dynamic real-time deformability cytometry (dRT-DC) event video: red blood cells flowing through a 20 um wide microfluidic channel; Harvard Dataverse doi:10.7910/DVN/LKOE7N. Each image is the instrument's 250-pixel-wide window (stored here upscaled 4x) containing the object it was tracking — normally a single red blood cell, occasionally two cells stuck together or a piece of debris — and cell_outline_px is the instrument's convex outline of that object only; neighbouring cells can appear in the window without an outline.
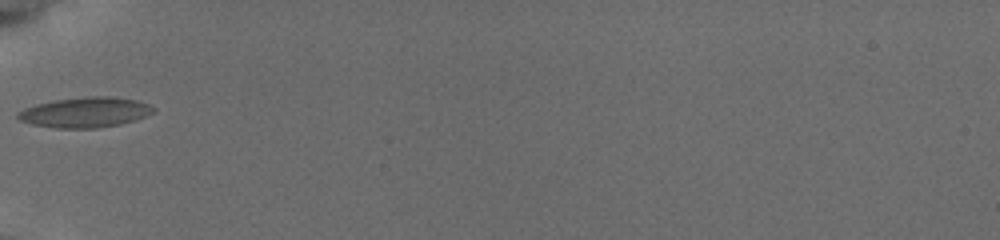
{"species": "common noctule bat (a hibernating species)", "species_latin": "Nyctalus noctula", "temperature_condition": "cold", "stored_images_in_passage": 2, "camera_frame_rate_fps": 3000, "um_per_image_px": 0.085, "animal": {"sex": "female", "body_mass_g": 19.5, "forearm_length_mm": 54.1}, "frame": {"image": 1, "passage_image": 1, "time_ms": 0.0, "image_size_px": [1000, 240], "cell_outline_px": [[156, 108], [152, 112], [136, 120], [120, 124], [96, 128], [56, 128], [32, 124], [20, 120], [16, 116], [16, 112], [24, 108], [36, 104], [56, 100], [88, 96], [108, 96], [136, 100], [148, 104]], "centroid_in_image_um": [7.22, 9.55], "position_along_channel_um": 77.8, "area_um2": 23.76}}
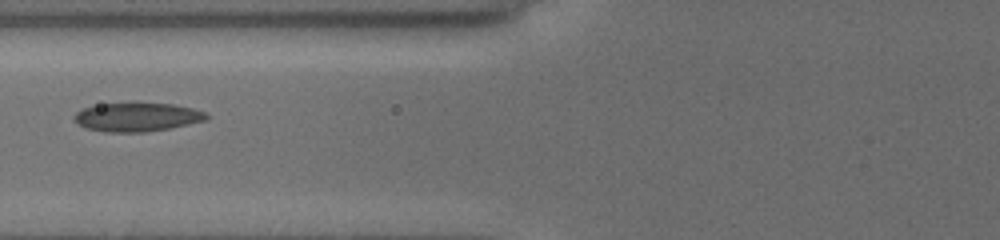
{"frame": {"image": 2, "passage_image": 2, "time_ms": 1.0, "image_size_px": [1000, 240], "cell_outline_px": [[208, 116], [204, 120], [188, 124], [168, 128], [144, 132], [104, 132], [88, 128], [76, 124], [72, 116], [76, 112], [84, 108], [100, 104], [172, 104], [192, 108], [204, 112]], "centroid_in_image_um": [11.59, 9.96], "position_along_channel_um": 114.2, "area_um2": 21.68}}